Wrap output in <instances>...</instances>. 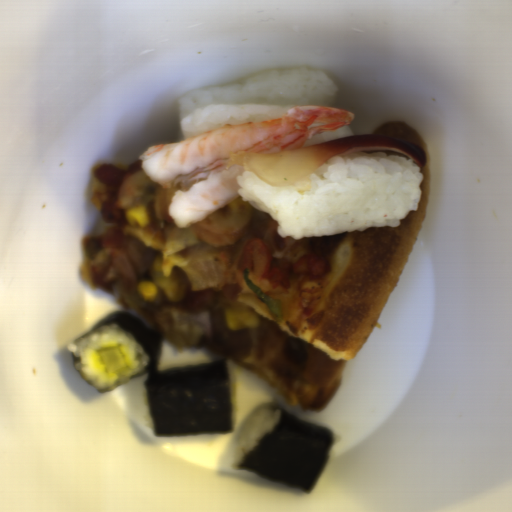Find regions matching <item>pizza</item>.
Returning <instances> with one entry per match:
<instances>
[{"label": "pizza", "instance_id": "pizza-1", "mask_svg": "<svg viewBox=\"0 0 512 512\" xmlns=\"http://www.w3.org/2000/svg\"><path fill=\"white\" fill-rule=\"evenodd\" d=\"M372 135L425 152L417 209L397 227L295 240L240 195L177 227L168 212L175 184L154 182L141 159L103 162L91 174L100 219L81 239L78 276L180 352L206 349L264 380L287 404L321 412L388 305L430 199L432 159L416 129L387 121ZM133 205L151 220L144 228L126 219Z\"/></svg>", "mask_w": 512, "mask_h": 512}]
</instances>
